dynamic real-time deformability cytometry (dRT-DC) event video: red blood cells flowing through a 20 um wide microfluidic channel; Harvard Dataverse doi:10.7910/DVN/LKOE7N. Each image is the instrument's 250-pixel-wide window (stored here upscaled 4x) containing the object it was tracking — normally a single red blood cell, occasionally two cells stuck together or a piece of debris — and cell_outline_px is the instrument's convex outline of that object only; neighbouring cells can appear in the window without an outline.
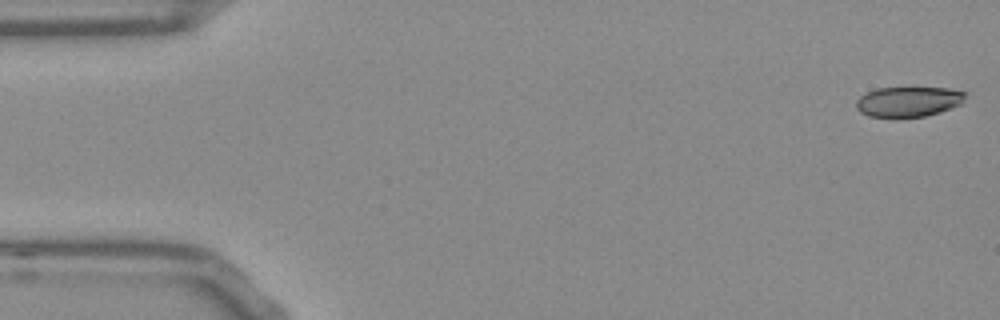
{"species": "Egyptian fruit bat (a non-hibernating species)", "species_latin": "Rousettus aegyptiacus", "temperature_condition": "room temperature", "stored_images_in_passage": 53, "camera_frame_rate_fps": 3000, "um_per_image_px": 0.085, "frame": {"image": 1, "passage_image": 1, "time_ms": 0.0, "image_size_px": [1000, 320], "cell_outline_px": [[964, 96], [960, 104], [940, 112], [924, 116], [868, 116], [860, 112], [856, 108], [856, 100], [860, 96], [876, 88], [948, 88], [964, 92]], "centroid_in_image_um": [77.17, 8.63], "position_along_channel_um": 7.8, "area_um2": 18.73}}
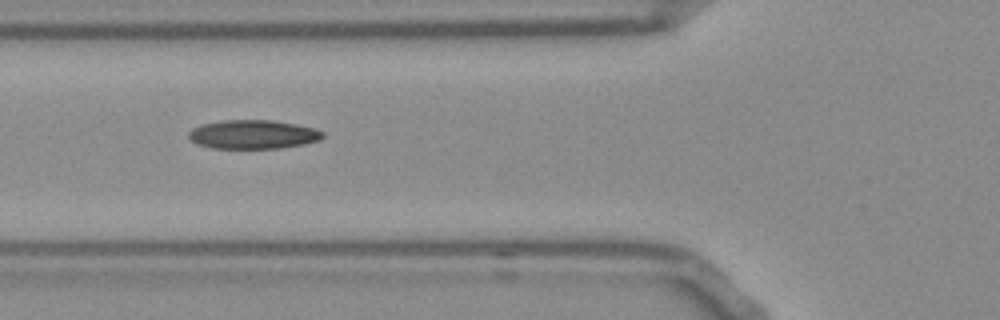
{"frame": {"image": 2, "passage_image": 19, "time_ms": 6.0, "image_size_px": [1000, 320], "cell_outline_px": [[324, 136], [320, 140], [304, 144], [280, 148], [212, 148], [200, 144], [192, 140], [188, 136], [188, 132], [192, 128], [200, 124], [220, 120], [272, 120], [296, 124], [312, 128], [324, 132]], "centroid_in_image_um": [21.5, 11.41], "position_along_channel_um": 104.3, "area_um2": 22.54}}
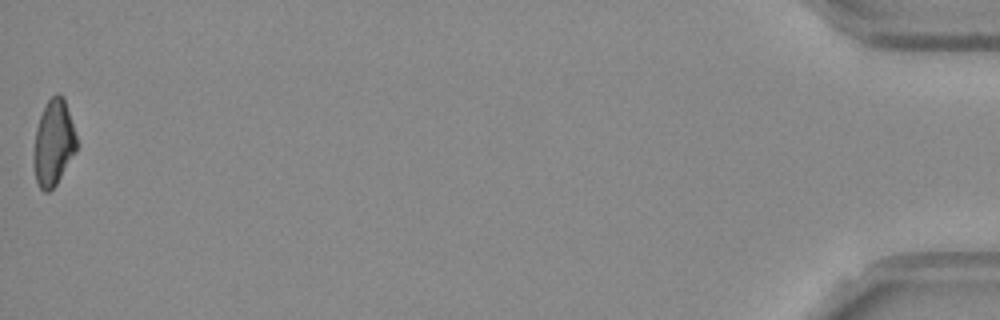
{"frame": {"image": 3, "passage_image": 53, "time_ms": 17.333, "image_size_px": [1000, 320], "cell_outline_px": [[76, 152], [56, 184], [48, 192], [44, 192], [40, 188], [36, 180], [32, 164], [32, 156], [36, 128], [40, 116], [48, 100], [56, 92], [64, 96], [76, 136]], "centroid_in_image_um": [4.52, 12.15], "position_along_channel_um": 430.7, "area_um2": 21.56}, "authors_computed_cell_mechanics": {"area_um2": 21.7906, "velocity_mm_per_s": 3.7877, "shape_relaxation_time_tau1_ms": null, "shape_relaxation_time_tau2_ms": 4.6057, "deformation_change_tau1": null, "deformation_change_tau2": 0.1098}}